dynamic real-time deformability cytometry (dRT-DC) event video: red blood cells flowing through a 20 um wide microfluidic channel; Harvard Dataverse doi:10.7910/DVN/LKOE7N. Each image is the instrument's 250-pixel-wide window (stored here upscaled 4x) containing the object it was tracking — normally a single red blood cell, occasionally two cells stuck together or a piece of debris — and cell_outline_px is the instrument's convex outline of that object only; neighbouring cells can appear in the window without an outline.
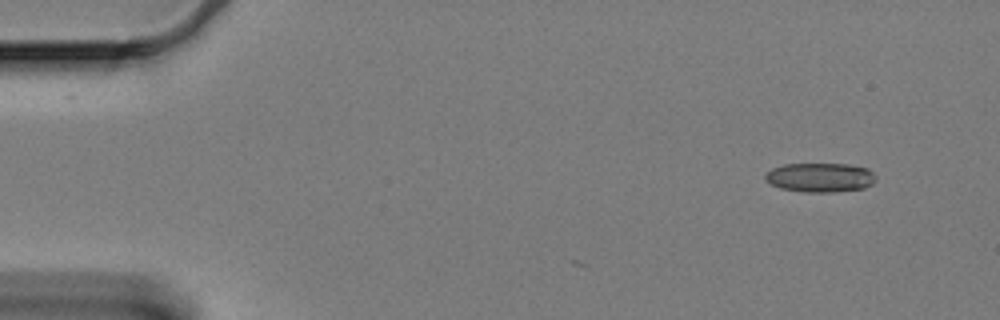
{"species": "Egyptian fruit bat (a non-hibernating species)", "species_latin": "Rousettus aegyptiacus", "temperature_condition": "cold", "stored_images_in_passage": 4, "camera_frame_rate_fps": 3000, "um_per_image_px": 0.085, "animal": {"sex": "female"}, "frame": {"image": 1, "passage_image": 1, "time_ms": 0.0, "image_size_px": [1000, 320], "cell_outline_px": [[876, 180], [872, 184], [864, 188], [832, 192], [808, 192], [780, 188], [772, 184], [764, 176], [772, 168], [784, 164], [848, 164], [868, 168], [876, 176]], "centroid_in_image_um": [69.75, 15.08], "position_along_channel_um": 15.2, "area_um2": 18.73}}